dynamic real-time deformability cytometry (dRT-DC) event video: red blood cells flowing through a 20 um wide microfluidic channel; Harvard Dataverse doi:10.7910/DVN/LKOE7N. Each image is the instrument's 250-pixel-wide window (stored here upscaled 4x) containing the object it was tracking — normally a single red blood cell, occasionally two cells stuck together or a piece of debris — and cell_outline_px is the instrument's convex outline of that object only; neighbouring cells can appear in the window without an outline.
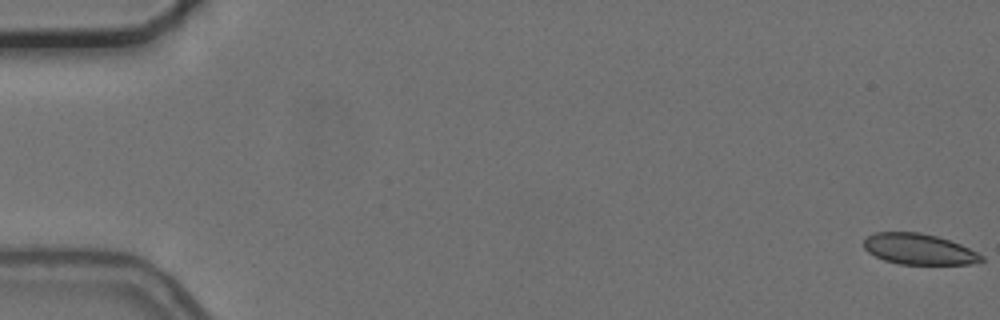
{"species": "common noctule bat (a hibernating species)", "species_latin": "Nyctalus noctula", "temperature_condition": "cold", "stored_images_in_passage": 43, "camera_frame_rate_fps": 3000, "um_per_image_px": 0.085, "animal": {"sex": "female", "body_mass_g": 24.6, "forearm_length_mm": 56.2}, "frame": {"image": 1, "passage_image": 1, "time_ms": 0.0, "image_size_px": [1000, 320], "cell_outline_px": [[972, 260], [960, 264], [908, 264], [892, 260], [880, 256], [872, 252], [868, 248], [892, 232], [904, 232], [928, 236], [944, 240], [956, 244], [972, 252]], "centroid_in_image_um": [78.21, 21.23], "position_along_channel_um": 6.8, "area_um2": 16.99}}
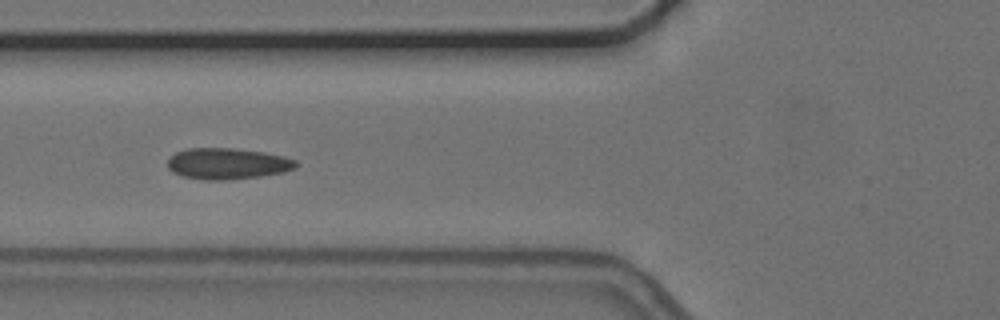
{"frame": {"image": 2, "passage_image": 22, "time_ms": 7.0, "image_size_px": [1000, 320], "cell_outline_px": [[292, 164], [284, 168], [268, 172], [236, 176], [200, 176], [180, 172], [172, 164], [172, 160], [176, 156], [188, 152], [244, 152], [268, 156], [288, 160]], "centroid_in_image_um": [19.28, 13.91], "position_along_channel_um": 106.5, "area_um2": 16.47}}
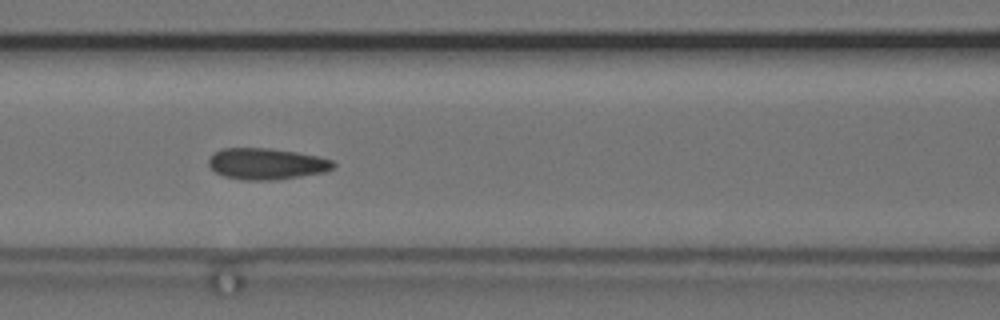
{"frame": {"image": 3, "passage_image": 25, "time_ms": 8.0, "image_size_px": [1000, 320], "cell_outline_px": [[332, 164], [324, 168], [304, 172], [276, 176], [244, 176], [224, 172], [216, 168], [212, 164], [212, 160], [216, 156], [224, 152], [276, 152], [304, 156], [324, 160]], "centroid_in_image_um": [22.61, 13.91], "position_along_channel_um": 144.0, "area_um2": 15.9}, "authors_computed_cell_mechanics": {"area_um2": 16.0684, "velocity_mm_per_s": 3.6954, "shape_relaxation_time_tau1_ms": null, "shape_relaxation_time_tau2_ms": 6.8845, "deformation_change_tau1": null, "deformation_change_tau2": 0.119}}